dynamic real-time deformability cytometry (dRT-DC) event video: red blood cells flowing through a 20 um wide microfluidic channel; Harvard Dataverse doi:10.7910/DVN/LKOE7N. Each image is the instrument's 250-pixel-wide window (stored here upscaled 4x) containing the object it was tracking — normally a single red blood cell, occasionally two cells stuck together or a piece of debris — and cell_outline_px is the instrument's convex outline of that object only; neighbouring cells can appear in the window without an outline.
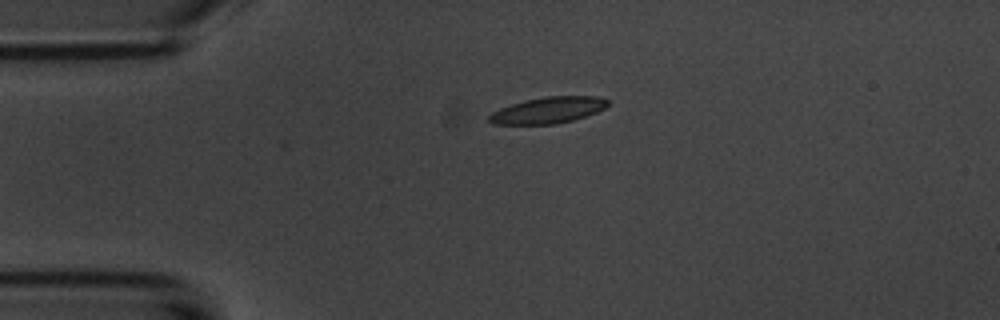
{"species": "common noctule bat (a hibernating species)", "species_latin": "Nyctalus noctula", "temperature_condition": "room temperature", "stored_images_in_passage": 2, "camera_frame_rate_fps": 3000, "um_per_image_px": 0.085, "animal": {"sex": "male", "body_mass_g": 20.1, "forearm_length_mm": 53.5}, "frame": {"image": 1, "passage_image": 1, "time_ms": 0.0, "image_size_px": [1000, 320], "cell_outline_px": [[608, 104], [604, 108], [596, 112], [572, 120], [556, 124], [492, 124], [488, 120], [488, 116], [492, 112], [500, 108], [524, 100], [544, 96], [596, 96], [608, 100]], "centroid_in_image_um": [46.55, 9.36], "position_along_channel_um": 38.4, "area_um2": 18.09}}